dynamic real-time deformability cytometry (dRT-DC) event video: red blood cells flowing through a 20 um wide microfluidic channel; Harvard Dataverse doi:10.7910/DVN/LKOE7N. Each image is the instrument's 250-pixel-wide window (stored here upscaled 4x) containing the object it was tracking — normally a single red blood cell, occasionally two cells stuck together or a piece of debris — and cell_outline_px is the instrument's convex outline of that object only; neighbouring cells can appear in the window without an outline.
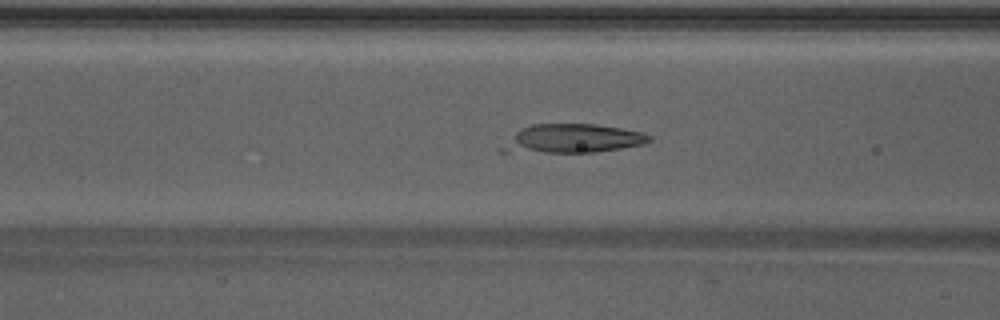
{"species": "Egyptian fruit bat (a non-hibernating species)", "species_latin": "Rousettus aegyptiacus", "temperature_condition": "warm", "stored_images_in_passage": 49, "camera_frame_rate_fps": 3000, "um_per_image_px": 0.085, "animal": {"sex": "male"}, "frame": {"image": 1, "passage_image": 20, "time_ms": 6.333, "image_size_px": [1000, 320], "cell_outline_px": [[652, 140], [644, 144], [596, 152], [500, 152], [500, 148], [520, 128], [532, 124], [596, 124], [644, 132], [652, 136]], "centroid_in_image_um": [48.68, 11.78], "position_along_channel_um": 117.9, "area_um2": 24.62}}
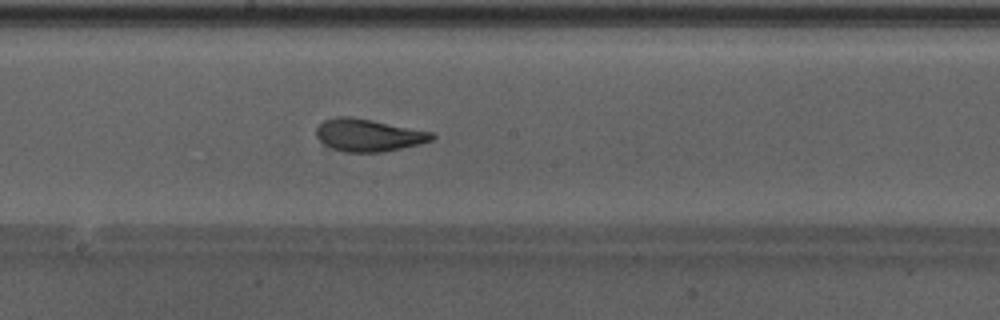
{"frame": {"image": 2, "passage_image": 27, "time_ms": 8.667, "image_size_px": [1000, 320], "cell_outline_px": [[436, 136], [432, 140], [420, 144], [384, 152], [344, 152], [328, 148], [316, 136], [316, 128], [324, 120], [336, 116], [352, 116], [432, 132]], "centroid_in_image_um": [31.29, 11.49], "position_along_channel_um": 216.9, "area_um2": 22.02}}
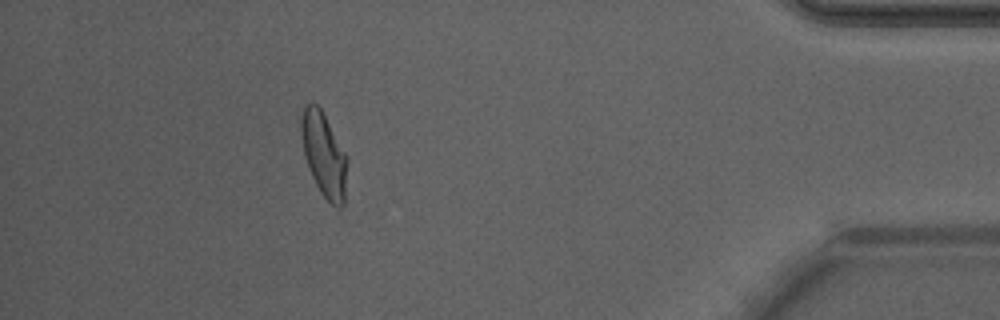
{"frame": {"image": 3, "passage_image": 44, "time_ms": 14.333, "image_size_px": [1000, 320], "cell_outline_px": [[348, 156], [344, 204], [340, 208], [332, 204], [320, 192], [312, 176], [304, 156], [300, 132], [300, 120], [304, 108], [312, 100], [320, 108]], "centroid_in_image_um": [27.53, 13.13], "position_along_channel_um": 407.7, "area_um2": 22.6}, "authors_computed_cell_mechanics": {"area_um2": 23.2356, "velocity_mm_per_s": 4.25, "shape_relaxation_time_tau1_ms": 3.2553, "shape_relaxation_time_tau2_ms": null, "deformation_change_tau1": 0.1662, "deformation_change_tau2": null}}